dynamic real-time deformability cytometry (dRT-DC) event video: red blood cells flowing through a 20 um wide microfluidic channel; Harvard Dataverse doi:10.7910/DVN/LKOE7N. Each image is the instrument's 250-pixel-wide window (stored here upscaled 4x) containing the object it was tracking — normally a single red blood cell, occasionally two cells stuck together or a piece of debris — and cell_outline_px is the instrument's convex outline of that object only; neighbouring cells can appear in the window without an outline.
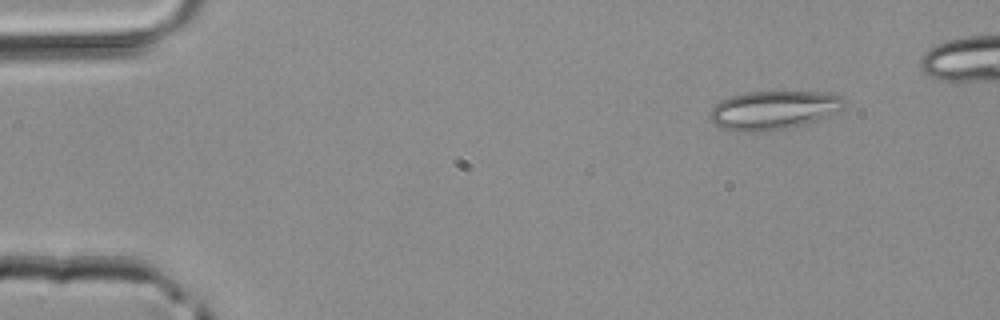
{"species": "common noctule bat (a hibernating species)", "species_latin": "Nyctalus noctula", "temperature_condition": "room temperature", "stored_images_in_passage": 4, "camera_frame_rate_fps": 3000, "um_per_image_px": 0.085, "animal": {"sex": "male", "body_mass_g": 20.4}, "frame": {"image": 1, "passage_image": 1, "time_ms": 0.0, "image_size_px": [1000, 320], "cell_outline_px": [[844, 108], [836, 112], [816, 120], [804, 124], [764, 132], [740, 132], [720, 128], [712, 124], [708, 116], [708, 112], [720, 100], [732, 96], [748, 92], [828, 92], [840, 96]], "centroid_in_image_um": [65.66, 9.37], "position_along_channel_um": 19.3, "area_um2": 30.29}}